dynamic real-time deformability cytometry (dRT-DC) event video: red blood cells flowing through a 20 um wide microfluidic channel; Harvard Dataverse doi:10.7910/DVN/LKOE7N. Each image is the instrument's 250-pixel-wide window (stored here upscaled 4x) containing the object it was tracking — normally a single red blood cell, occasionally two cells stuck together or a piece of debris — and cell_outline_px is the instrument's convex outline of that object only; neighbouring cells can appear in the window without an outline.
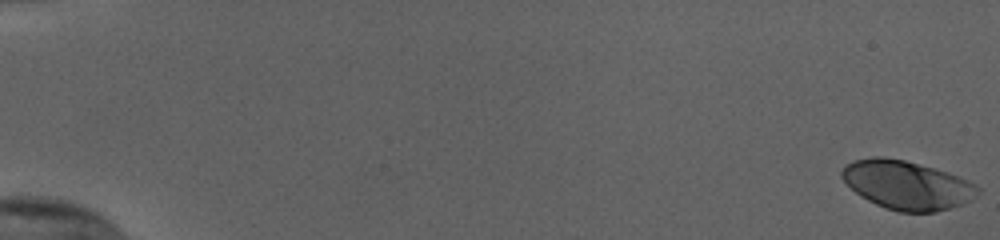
{"species": "human", "species_latin": "Homo sapiens", "temperature_condition": "cold", "stored_images_in_passage": 56, "camera_frame_rate_fps": 3000, "um_per_image_px": 0.085, "donor": {"sex": "female"}, "frame": {"image": 1, "passage_image": 1, "time_ms": 0.0, "image_size_px": [1000, 240], "cell_outline_px": [[980, 192], [972, 200], [936, 212], [900, 212], [884, 208], [860, 196], [840, 176], [840, 172], [852, 160], [872, 156], [884, 156], [904, 160], [948, 172], [968, 180], [976, 184], [980, 188]], "centroid_in_image_um": [77.09, 15.72], "position_along_channel_um": 7.9, "area_um2": 38.55}}
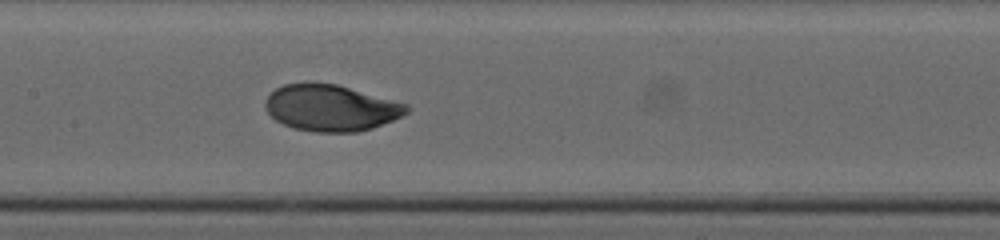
{"frame": {"image": 2, "passage_image": 30, "time_ms": 9.667, "image_size_px": [1000, 240], "cell_outline_px": [[412, 108], [408, 112], [392, 120], [372, 128], [356, 132], [316, 132], [292, 128], [276, 120], [268, 112], [264, 104], [264, 100], [276, 88], [284, 84], [304, 80], [308, 80], [336, 84], [408, 104]], "centroid_in_image_um": [28.1, 9.14], "position_along_channel_um": 179.3, "area_um2": 38.55}}
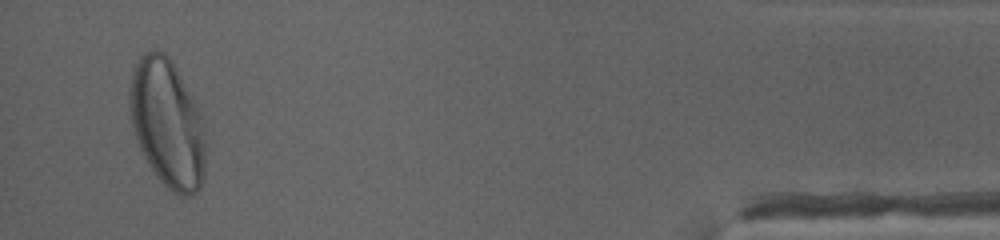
{"frame": {"image": 3, "passage_image": 54, "time_ms": 17.667, "image_size_px": [1000, 240], "cell_outline_px": [[204, 180], [200, 188], [192, 196], [180, 196], [172, 192], [156, 176], [148, 164], [136, 140], [128, 108], [128, 92], [132, 68], [140, 56], [144, 52], [152, 48], [156, 48], [164, 52], [172, 60], [204, 116]], "centroid_in_image_um": [14.21, 10.45], "position_along_channel_um": 421.0, "area_um2": 57.86}, "authors_computed_cell_mechanics": {"area_um2": 38.4081, "velocity_mm_per_s": 3.8126, "shape_relaxation_time_tau1_ms": 3.6701, "shape_relaxation_time_tau2_ms": null, "deformation_change_tau1": 0.1752, "deformation_change_tau2": null}}